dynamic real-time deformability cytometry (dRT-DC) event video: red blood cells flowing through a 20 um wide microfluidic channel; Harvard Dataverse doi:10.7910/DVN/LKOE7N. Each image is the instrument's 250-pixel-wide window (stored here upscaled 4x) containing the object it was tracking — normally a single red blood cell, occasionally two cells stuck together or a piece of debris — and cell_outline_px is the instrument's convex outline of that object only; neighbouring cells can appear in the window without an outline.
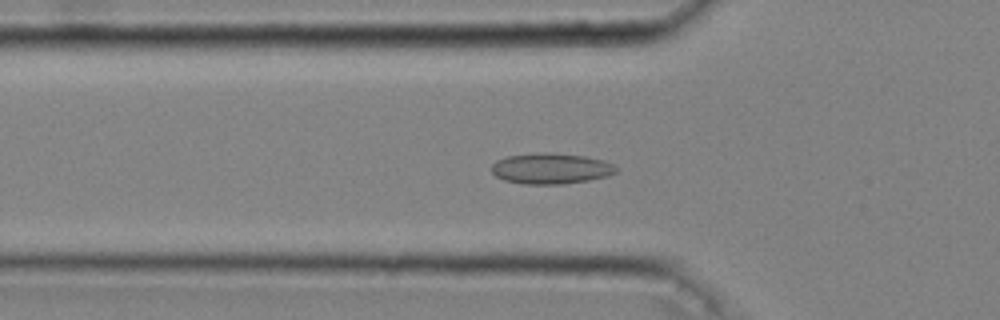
{"species": "common noctule bat (a hibernating species)", "species_latin": "Nyctalus noctula", "temperature_condition": "cold", "stored_images_in_passage": 46, "camera_frame_rate_fps": 3000, "um_per_image_px": 0.085, "animal": {"sex": "male", "body_mass_g": 20.4}, "frame": {"image": 1, "passage_image": 15, "time_ms": 4.667, "image_size_px": [1000, 320], "cell_outline_px": [[616, 172], [608, 176], [588, 180], [564, 184], [524, 184], [504, 180], [496, 176], [492, 172], [492, 164], [496, 160], [508, 156], [544, 152], [548, 152], [584, 156], [600, 160], [612, 164], [616, 168]], "centroid_in_image_um": [46.8, 14.33], "position_along_channel_um": 79.0, "area_um2": 22.14}}
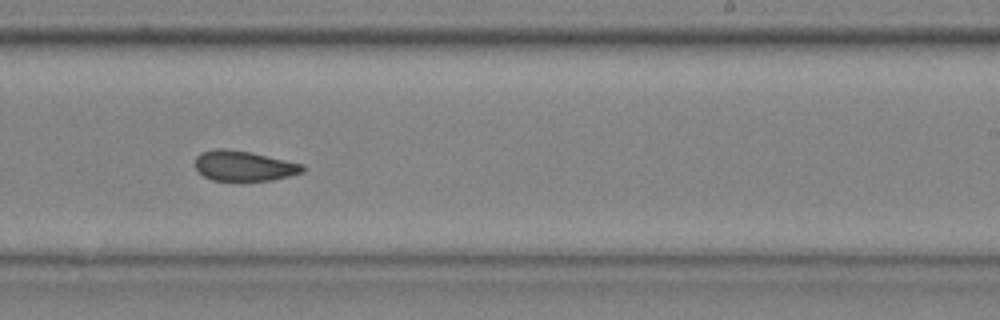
{"frame": {"image": 2, "passage_image": 29, "time_ms": 9.333, "image_size_px": [1000, 320], "cell_outline_px": [[304, 172], [272, 180], [212, 180], [204, 176], [196, 168], [196, 156], [200, 152], [216, 148], [224, 148], [252, 152], [304, 164]], "centroid_in_image_um": [20.74, 14.08], "position_along_channel_um": 268.3, "area_um2": 18.9}}
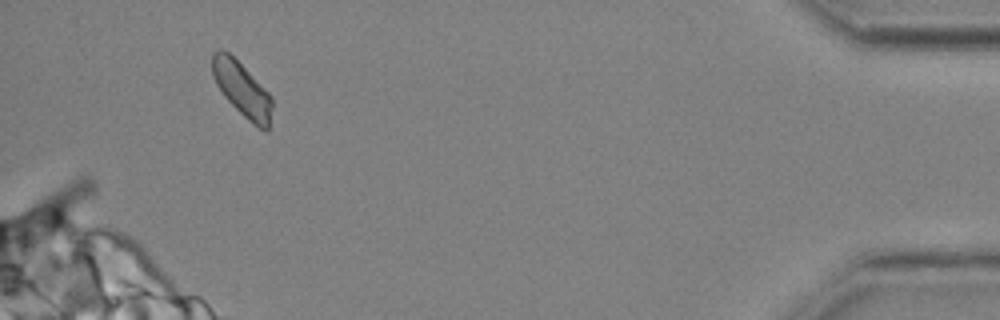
{"frame": {"image": 3, "passage_image": 44, "time_ms": 14.333, "image_size_px": [1000, 320], "cell_outline_px": [[272, 108], [268, 128], [260, 128], [252, 124], [224, 96], [216, 84], [212, 76], [212, 52], [220, 48], [228, 52], [272, 96]], "centroid_in_image_um": [20.54, 7.56], "position_along_channel_um": 414.7, "area_um2": 18.55}, "authors_computed_cell_mechanics": {"area_um2": 19.4497, "velocity_mm_per_s": 4.059, "shape_relaxation_time_tau1_ms": null, "shape_relaxation_time_tau2_ms": 3.6196, "deformation_change_tau1": null, "deformation_change_tau2": 0.0875}}